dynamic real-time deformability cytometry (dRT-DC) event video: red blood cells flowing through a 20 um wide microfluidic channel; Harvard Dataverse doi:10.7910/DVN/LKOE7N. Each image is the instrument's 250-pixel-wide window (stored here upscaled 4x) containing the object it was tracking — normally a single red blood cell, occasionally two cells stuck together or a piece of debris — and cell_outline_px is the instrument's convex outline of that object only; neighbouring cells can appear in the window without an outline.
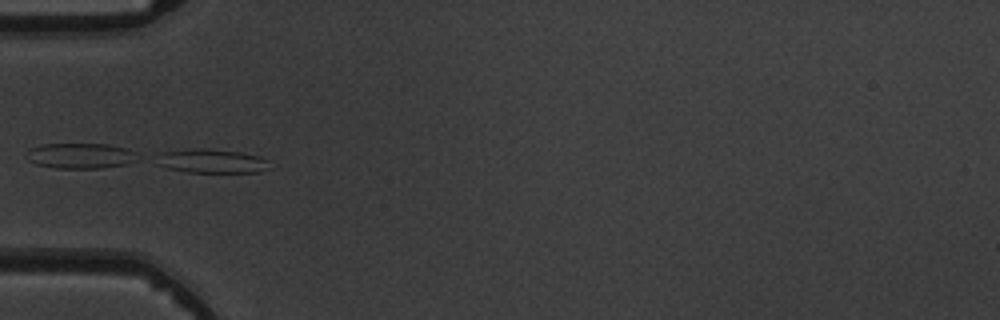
{"species": "common noctule bat (a hibernating species)", "species_latin": "Nyctalus noctula", "temperature_condition": "warm", "stored_images_in_passage": 7, "camera_frame_rate_fps": 3000, "um_per_image_px": 0.085, "animal": {"sex": "male", "body_mass_g": 19.5, "forearm_length_mm": 54.6}, "frame": {"image": 1, "passage_image": 4, "time_ms": 3.667, "image_size_px": [1000, 320], "cell_outline_px": [[268, 160], [260, 172], [188, 172], [168, 168], [152, 164], [160, 152], [192, 148], [204, 148], [240, 152], [260, 156]], "centroid_in_image_um": [17.85, 13.67], "position_along_channel_um": 67.2, "area_um2": 15.78}}
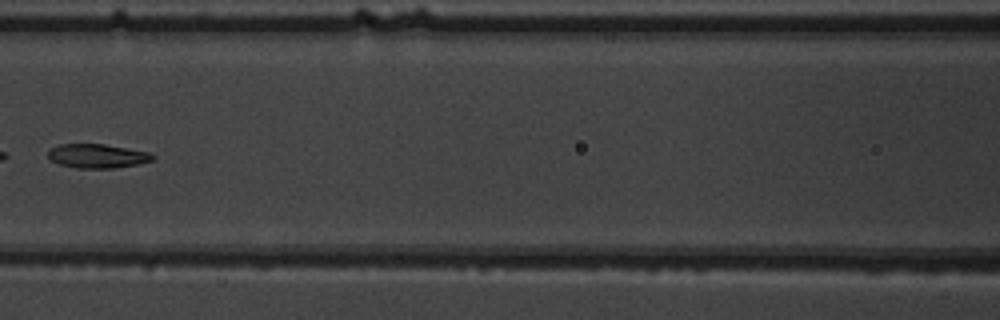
{"frame": {"image": 2, "passage_image": 6, "time_ms": 6.0, "image_size_px": [1000, 320], "cell_outline_px": [[156, 156], [152, 160], [136, 164], [112, 168], [76, 168], [60, 164], [52, 160], [48, 156], [48, 148], [56, 144], [104, 144], [148, 152]], "centroid_in_image_um": [8.22, 13.25], "position_along_channel_um": 158.4, "area_um2": 14.57}}
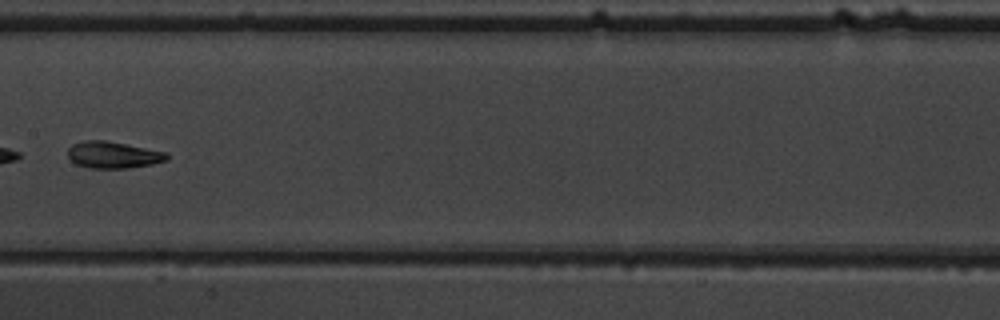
{"frame": {"image": 3, "passage_image": 7, "time_ms": 7.0, "image_size_px": [1000, 320], "cell_outline_px": [[168, 160], [152, 164], [128, 168], [88, 168], [76, 164], [68, 156], [68, 148], [72, 144], [84, 140], [104, 140], [168, 152]], "centroid_in_image_um": [9.62, 13.16], "position_along_channel_um": 197.8, "area_um2": 15.43}}